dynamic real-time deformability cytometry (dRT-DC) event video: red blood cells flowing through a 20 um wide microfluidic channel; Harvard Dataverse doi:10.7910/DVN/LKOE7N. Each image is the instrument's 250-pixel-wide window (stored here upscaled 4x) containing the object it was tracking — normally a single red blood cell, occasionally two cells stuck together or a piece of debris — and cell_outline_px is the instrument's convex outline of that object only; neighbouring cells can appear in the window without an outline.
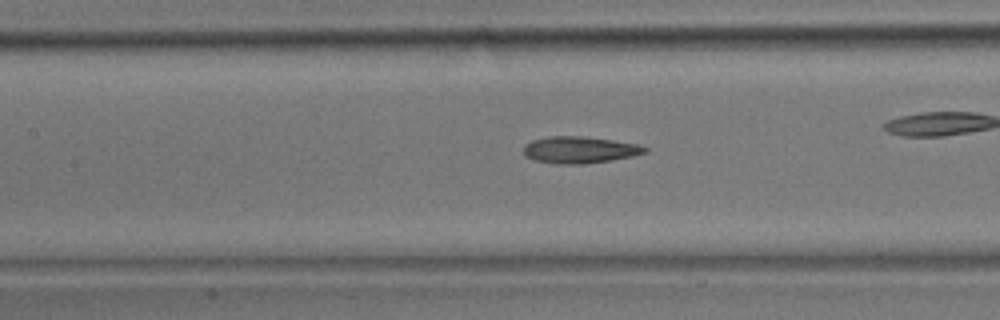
{"species": "common noctule bat (a hibernating species)", "species_latin": "Nyctalus noctula", "temperature_condition": "room temperature", "stored_images_in_passage": 41, "camera_frame_rate_fps": 3000, "um_per_image_px": 0.085, "animal": {"sex": "male", "body_mass_g": 17.9}, "frame": {"image": 1, "passage_image": 18, "time_ms": 5.667, "image_size_px": [1000, 320], "cell_outline_px": [[648, 152], [632, 156], [608, 160], [580, 164], [556, 164], [536, 160], [524, 156], [524, 144], [532, 140], [548, 136], [580, 136], [612, 140], [640, 144], [648, 148]], "centroid_in_image_um": [49.26, 12.73], "position_along_channel_um": 158.1, "area_um2": 18.84}}